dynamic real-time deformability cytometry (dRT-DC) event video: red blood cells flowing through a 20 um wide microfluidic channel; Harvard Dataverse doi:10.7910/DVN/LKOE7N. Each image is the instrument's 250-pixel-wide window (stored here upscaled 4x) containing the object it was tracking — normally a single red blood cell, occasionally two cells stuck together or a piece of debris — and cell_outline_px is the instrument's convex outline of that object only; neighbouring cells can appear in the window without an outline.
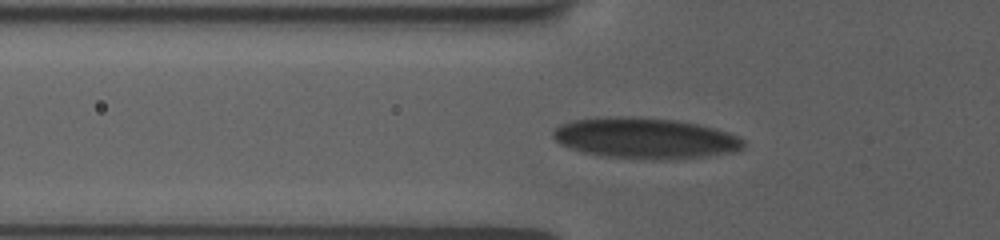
{"species": "human", "species_latin": "Homo sapiens", "temperature_condition": "room temperature", "stored_images_in_passage": 12, "camera_frame_rate_fps": 3000, "um_per_image_px": 0.085, "donor": {"sex": "female"}, "frame": {"image": 1, "passage_image": 7, "time_ms": 1.333, "image_size_px": [1000, 240], "cell_outline_px": [[744, 148], [732, 152], [668, 160], [656, 160], [600, 156], [584, 152], [560, 144], [552, 136], [552, 132], [560, 124], [572, 120], [616, 116], [640, 116], [676, 120], [696, 124], [712, 128], [736, 136], [744, 140]], "centroid_in_image_um": [54.79, 11.74], "position_along_channel_um": 71.0, "area_um2": 45.14}}
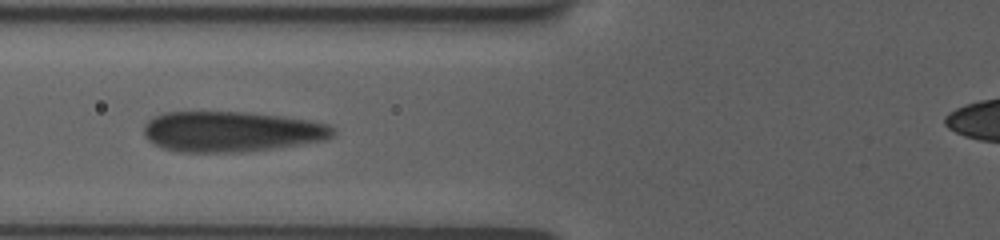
{"frame": {"image": 2, "passage_image": 11, "time_ms": 2.333, "image_size_px": [1000, 240], "cell_outline_px": [[332, 136], [324, 140], [272, 148], [236, 152], [176, 152], [164, 148], [148, 140], [144, 136], [144, 124], [152, 116], [164, 112], [244, 112], [280, 116], [304, 120], [324, 124], [332, 128]], "centroid_in_image_um": [19.55, 11.18], "position_along_channel_um": 106.2, "area_um2": 44.04}}